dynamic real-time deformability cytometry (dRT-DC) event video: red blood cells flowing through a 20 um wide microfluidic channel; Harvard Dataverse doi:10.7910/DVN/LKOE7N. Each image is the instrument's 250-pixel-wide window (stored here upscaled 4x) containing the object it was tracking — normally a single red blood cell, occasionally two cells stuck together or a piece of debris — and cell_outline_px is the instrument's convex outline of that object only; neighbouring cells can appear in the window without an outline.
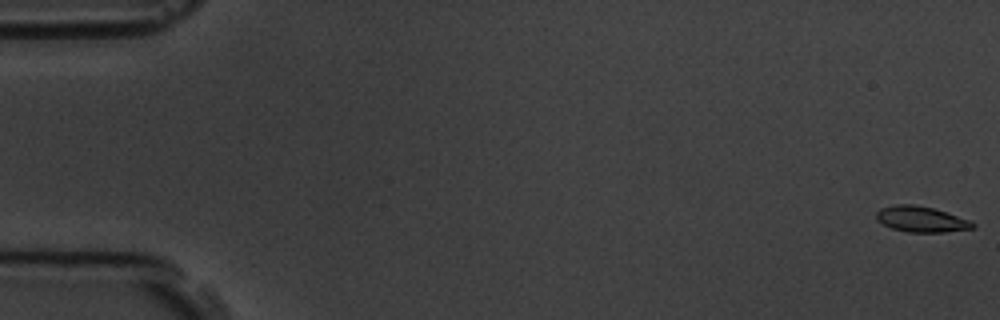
{"species": "common noctule bat (a hibernating species)", "species_latin": "Nyctalus noctula", "temperature_condition": "room temperature", "stored_images_in_passage": 58, "camera_frame_rate_fps": 3000, "um_per_image_px": 0.085, "animal": {"sex": "male", "body_mass_g": 19.5, "forearm_length_mm": 54.6}, "frame": {"image": 1, "passage_image": 1, "time_ms": 0.0, "image_size_px": [1000, 320], "cell_outline_px": [[976, 228], [944, 232], [908, 232], [892, 228], [876, 220], [876, 212], [880, 208], [896, 204], [916, 204], [932, 208], [972, 220], [976, 224]], "centroid_in_image_um": [78.33, 18.63], "position_along_channel_um": 6.7, "area_um2": 14.57}}
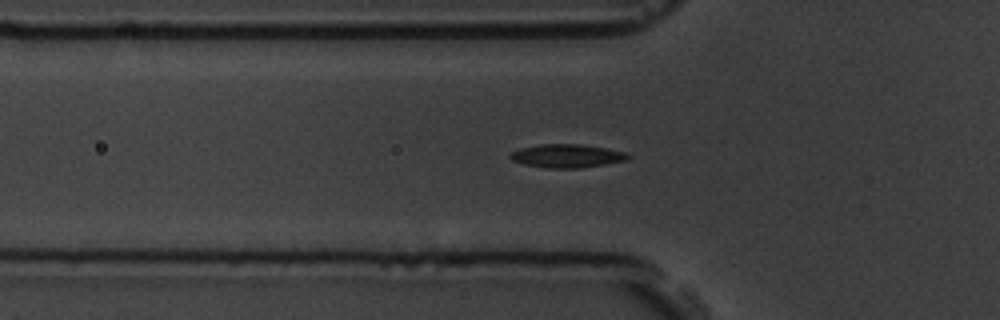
{"frame": {"image": 2, "passage_image": 20, "time_ms": 6.333, "image_size_px": [1000, 320], "cell_outline_px": [[632, 156], [628, 160], [580, 168], [548, 168], [524, 164], [512, 160], [508, 156], [512, 152], [520, 148], [540, 144], [580, 144], [604, 148], [624, 152]], "centroid_in_image_um": [48.18, 13.25], "position_along_channel_um": 77.6, "area_um2": 15.95}}
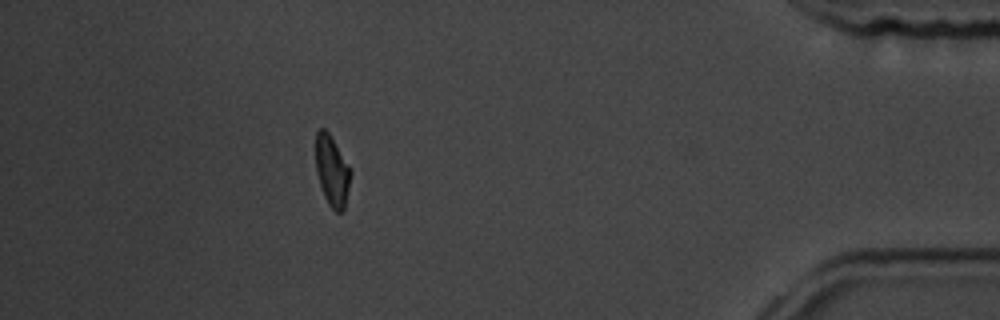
{"frame": {"image": 3, "passage_image": 52, "time_ms": 17.0, "image_size_px": [1000, 320], "cell_outline_px": [[352, 172], [344, 208], [340, 212], [336, 212], [328, 204], [324, 196], [316, 172], [316, 132], [320, 128], [324, 128], [328, 132], [352, 168]], "centroid_in_image_um": [28.23, 14.51], "position_along_channel_um": 407.0, "area_um2": 14.39}, "authors_computed_cell_mechanics": {"area_um2": 14.9124, "velocity_mm_per_s": 3.5704, "shape_relaxation_time_tau1_ms": 5.5212, "shape_relaxation_time_tau2_ms": 4.4834, "deformation_change_tau1": 0.1592, "deformation_change_tau2": 0.0934}}